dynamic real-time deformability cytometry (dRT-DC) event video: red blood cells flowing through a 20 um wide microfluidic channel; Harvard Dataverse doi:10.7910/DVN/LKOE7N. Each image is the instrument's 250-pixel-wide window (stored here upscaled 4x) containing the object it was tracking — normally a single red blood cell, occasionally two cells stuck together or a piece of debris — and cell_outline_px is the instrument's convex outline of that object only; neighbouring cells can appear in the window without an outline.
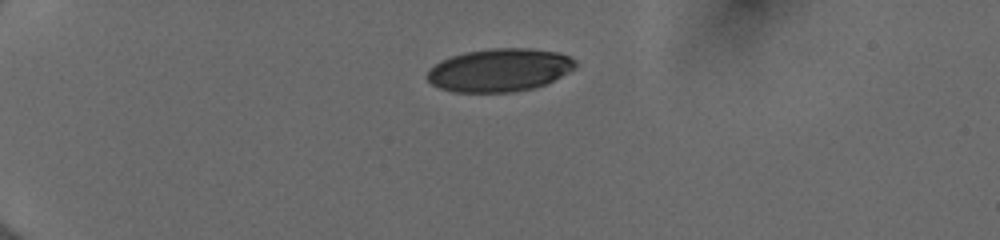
{"species": "human", "species_latin": "Homo sapiens", "temperature_condition": "cold", "stored_images_in_passage": 40, "camera_frame_rate_fps": 3000, "um_per_image_px": 0.085, "donor": {"sex": "female"}, "frame": {"image": 1, "passage_image": 1, "time_ms": 0.0, "image_size_px": [1000, 240], "cell_outline_px": [[576, 68], [544, 84], [532, 88], [512, 92], [452, 92], [440, 88], [432, 84], [424, 76], [440, 60], [464, 52], [492, 48], [532, 48], [556, 52], [568, 56], [576, 60]], "centroid_in_image_um": [42.44, 5.95], "position_along_channel_um": 42.6, "area_um2": 37.05}}
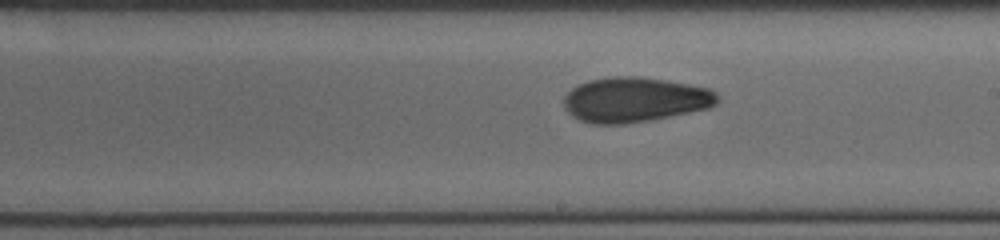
{"frame": {"image": 2, "passage_image": 20, "time_ms": 6.333, "image_size_px": [1000, 240], "cell_outline_px": [[720, 100], [716, 104], [708, 108], [648, 120], [624, 124], [592, 124], [580, 120], [572, 116], [564, 108], [564, 96], [572, 88], [588, 80], [612, 76], [636, 76], [668, 80], [708, 88], [716, 92], [720, 96]], "centroid_in_image_um": [53.95, 8.46], "position_along_channel_um": 235.0, "area_um2": 40.23}}
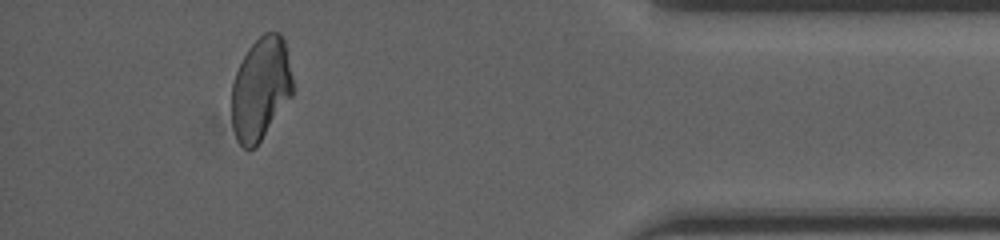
{"frame": {"image": 3, "passage_image": 36, "time_ms": 11.667, "image_size_px": [1000, 240], "cell_outline_px": [[292, 96], [256, 148], [244, 148], [236, 140], [232, 124], [232, 84], [236, 72], [248, 48], [264, 32], [280, 32], [284, 40], [292, 76]], "centroid_in_image_um": [22.15, 7.56], "position_along_channel_um": 413.0, "area_um2": 36.53}, "authors_computed_cell_mechanics": {"area_um2": 38.4948, "velocity_mm_per_s": 3.9966, "shape_relaxation_time_tau1_ms": 3.8276, "shape_relaxation_time_tau2_ms": 3.2307, "deformation_change_tau1": 0.1383, "deformation_change_tau2": 0.0956}}